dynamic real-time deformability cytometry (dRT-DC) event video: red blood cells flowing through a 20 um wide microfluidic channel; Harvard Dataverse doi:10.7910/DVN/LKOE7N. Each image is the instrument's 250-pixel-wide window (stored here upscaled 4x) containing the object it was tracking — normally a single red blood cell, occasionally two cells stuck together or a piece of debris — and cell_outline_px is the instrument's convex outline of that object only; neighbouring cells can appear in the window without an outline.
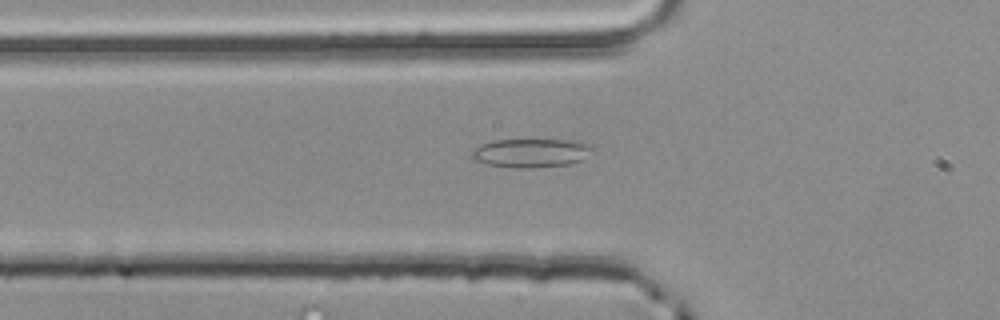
{"species": "common noctule bat (a hibernating species)", "species_latin": "Nyctalus noctula", "temperature_condition": "room temperature", "stored_images_in_passage": 30, "camera_frame_rate_fps": 3000, "um_per_image_px": 0.085, "animal": {"sex": "male", "body_mass_g": 20.4}, "frame": {"image": 1, "passage_image": 11, "time_ms": 3.333, "image_size_px": [1000, 320], "cell_outline_px": [[596, 148], [584, 160], [568, 164], [528, 168], [520, 168], [488, 164], [472, 160], [472, 152], [480, 144], [492, 140], [572, 140], [592, 144]], "centroid_in_image_um": [45.2, 12.99], "position_along_channel_um": 80.6, "area_um2": 20.35}}
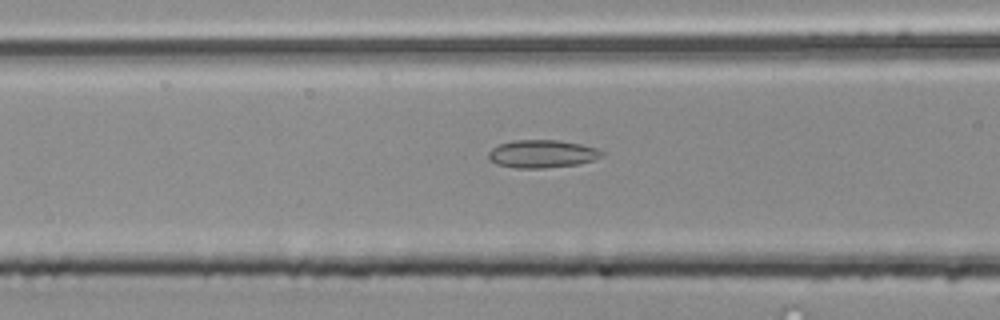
{"frame": {"image": 2, "passage_image": 14, "time_ms": 4.333, "image_size_px": [1000, 320], "cell_outline_px": [[604, 156], [580, 164], [544, 168], [516, 168], [496, 164], [488, 160], [488, 152], [492, 148], [500, 144], [512, 140], [556, 140], [580, 144], [596, 148], [604, 152]], "centroid_in_image_um": [46.06, 13.08], "position_along_channel_um": 120.5, "area_um2": 18.5}}
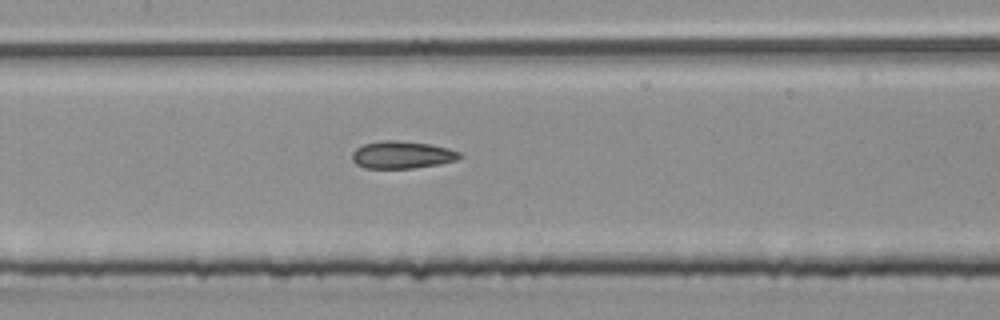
{"frame": {"image": 3, "passage_image": 18, "time_ms": 5.667, "image_size_px": [1000, 320], "cell_outline_px": [[464, 156], [456, 160], [440, 164], [412, 168], [364, 168], [356, 164], [352, 160], [352, 152], [356, 148], [364, 144], [384, 140], [392, 140], [428, 144], [448, 148], [460, 152]], "centroid_in_image_um": [34.17, 13.17], "position_along_channel_um": 173.2, "area_um2": 17.11}}